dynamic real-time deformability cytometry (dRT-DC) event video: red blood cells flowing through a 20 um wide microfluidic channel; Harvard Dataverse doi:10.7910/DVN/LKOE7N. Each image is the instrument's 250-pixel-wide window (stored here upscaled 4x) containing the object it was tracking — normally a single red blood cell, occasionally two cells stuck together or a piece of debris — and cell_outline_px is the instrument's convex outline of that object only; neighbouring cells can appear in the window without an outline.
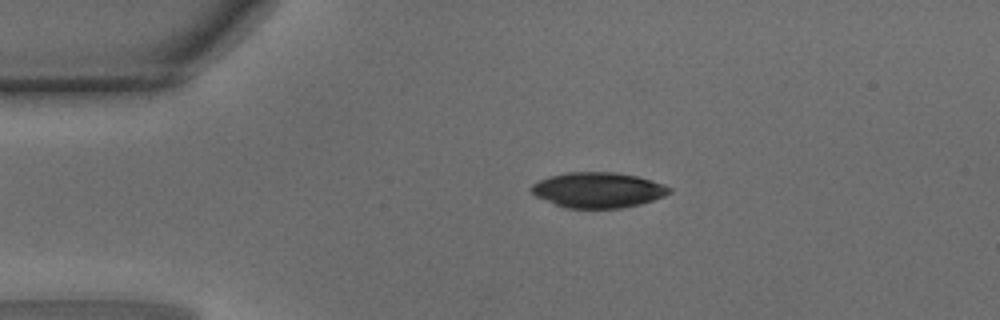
{"species": "common noctule bat (a hibernating species)", "species_latin": "Nyctalus noctula", "temperature_condition": "warm", "stored_images_in_passage": 39, "camera_frame_rate_fps": 3000, "um_per_image_px": 0.085, "animal": {"sex": "male", "body_mass_g": 15.6}, "frame": {"image": 1, "passage_image": 1, "time_ms": 0.0, "image_size_px": [1000, 320], "cell_outline_px": [[672, 192], [664, 196], [640, 204], [624, 208], [564, 208], [536, 196], [532, 192], [532, 184], [548, 176], [568, 172], [612, 172], [636, 176], [652, 180], [664, 184], [672, 188]], "centroid_in_image_um": [50.85, 16.15], "position_along_channel_um": 34.1, "area_um2": 28.44}}
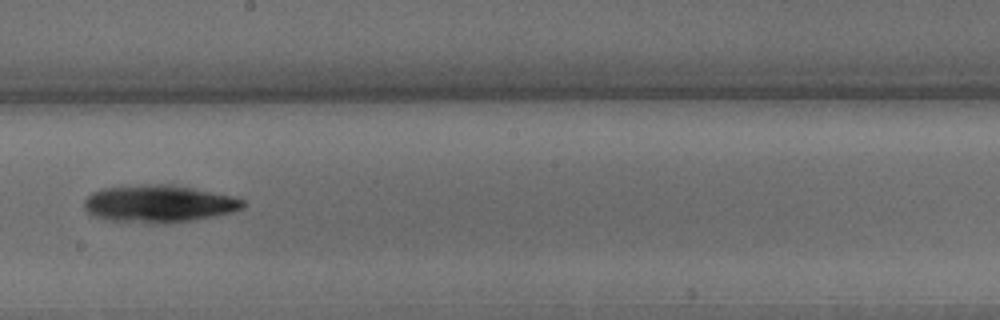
{"frame": {"image": 2, "passage_image": 18, "time_ms": 5.667, "image_size_px": [1000, 320], "cell_outline_px": [[244, 208], [232, 212], [216, 216], [196, 220], [160, 224], [112, 220], [92, 216], [84, 208], [84, 200], [92, 192], [104, 188], [144, 184], [172, 184], [232, 196], [244, 200]], "centroid_in_image_um": [13.51, 17.32], "position_along_channel_um": 234.7, "area_um2": 34.62}}
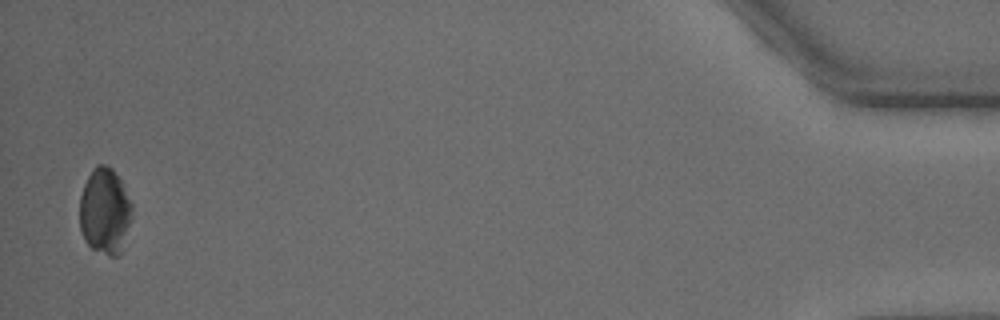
{"frame": {"image": 3, "passage_image": 38, "time_ms": 12.333, "image_size_px": [1000, 320], "cell_outline_px": [[132, 212], [120, 252], [116, 256], [108, 256], [92, 248], [84, 240], [80, 228], [80, 196], [84, 184], [92, 168], [96, 164], [104, 164], [112, 168], [120, 180], [132, 204]], "centroid_in_image_um": [8.88, 17.92], "position_along_channel_um": 426.3, "area_um2": 26.01}}